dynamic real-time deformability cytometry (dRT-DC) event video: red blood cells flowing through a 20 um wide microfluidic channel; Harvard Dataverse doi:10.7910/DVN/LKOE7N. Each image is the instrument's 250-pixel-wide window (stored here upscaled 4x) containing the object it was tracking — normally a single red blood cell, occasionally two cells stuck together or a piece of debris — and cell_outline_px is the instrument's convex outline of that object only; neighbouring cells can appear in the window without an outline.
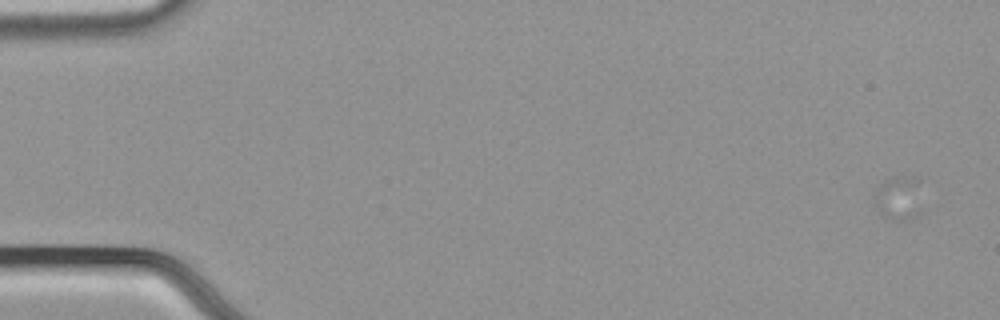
{"species": "common noctule bat (a hibernating species)", "species_latin": "Nyctalus noctula", "temperature_condition": "cold", "stored_images_in_passage": 31, "camera_frame_rate_fps": 3000, "um_per_image_px": 0.085, "animal": {"sex": "male", "body_mass_g": 21.5, "forearm_length_mm": 52.0}, "frame": {"image": 1, "passage_image": 1, "time_ms": 0.0, "image_size_px": [1000, 320], "cell_outline_px": [[924, 212], [912, 216], [896, 220], [892, 220], [884, 216], [872, 204], [872, 196], [880, 184], [888, 176], [920, 176]], "centroid_in_image_um": [76.43, 16.77], "position_along_channel_um": 8.6, "area_um2": 13.24}}
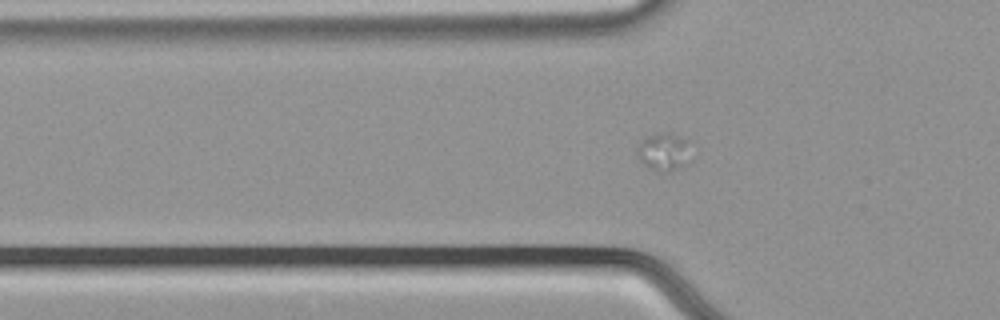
{"frame": {"image": 2, "passage_image": 19, "time_ms": 6.0, "image_size_px": [1000, 320], "cell_outline_px": [[692, 160], [688, 164], [668, 172], [656, 172], [648, 168], [636, 156], [636, 148], [648, 136], [664, 132], [668, 132], [680, 136], [684, 140]], "centroid_in_image_um": [56.41, 12.95], "position_along_channel_um": 69.4, "area_um2": 11.85}}